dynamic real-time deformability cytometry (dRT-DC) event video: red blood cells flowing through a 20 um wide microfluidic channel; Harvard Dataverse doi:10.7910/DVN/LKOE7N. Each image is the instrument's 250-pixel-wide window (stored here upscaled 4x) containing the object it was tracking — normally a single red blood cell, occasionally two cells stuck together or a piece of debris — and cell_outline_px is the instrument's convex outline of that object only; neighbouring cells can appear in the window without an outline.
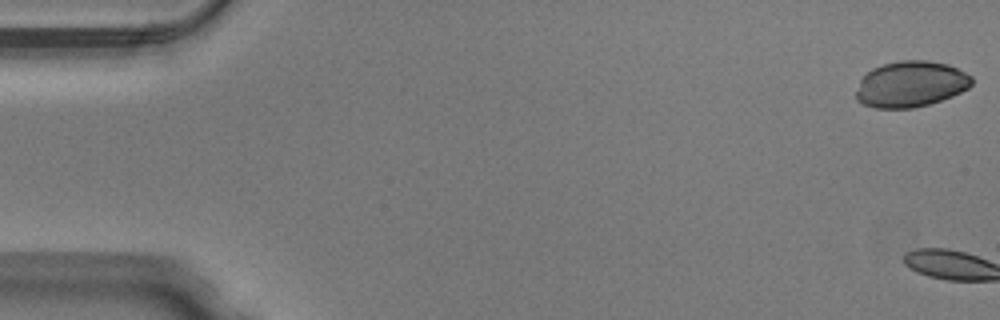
{"species": "Egyptian fruit bat (a non-hibernating species)", "species_latin": "Rousettus aegyptiacus", "temperature_condition": "warm", "stored_images_in_passage": 3, "camera_frame_rate_fps": 3000, "um_per_image_px": 0.085, "animal": {"sex": "male"}, "frame": {"image": 1, "passage_image": 1, "time_ms": 0.0, "image_size_px": [1000, 320], "cell_outline_px": [[972, 84], [968, 88], [952, 96], [928, 104], [912, 108], [876, 108], [864, 104], [856, 100], [856, 92], [860, 80], [872, 68], [884, 64], [900, 60], [928, 60], [948, 64], [972, 76]], "centroid_in_image_um": [77.41, 7.14], "position_along_channel_um": 7.6, "area_um2": 30.87}}